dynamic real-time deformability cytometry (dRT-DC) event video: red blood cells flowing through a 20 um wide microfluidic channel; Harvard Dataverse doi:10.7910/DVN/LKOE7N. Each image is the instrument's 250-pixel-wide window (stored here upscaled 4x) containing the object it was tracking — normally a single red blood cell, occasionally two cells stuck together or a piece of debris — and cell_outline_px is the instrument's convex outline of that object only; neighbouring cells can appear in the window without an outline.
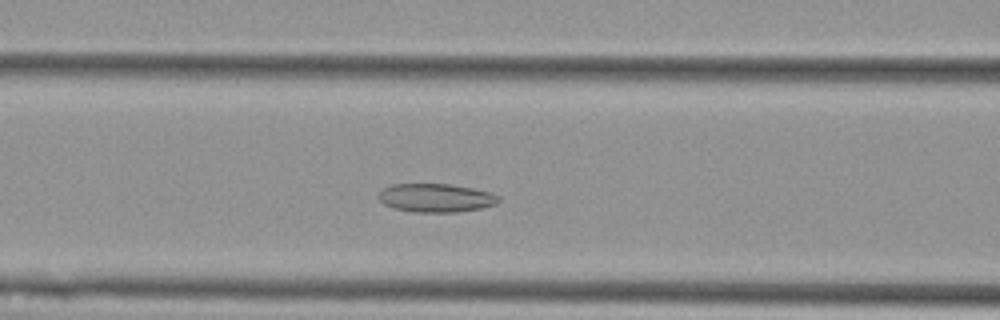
{"species": "Egyptian fruit bat (a non-hibernating species)", "species_latin": "Rousettus aegyptiacus", "temperature_condition": "cold", "stored_images_in_passage": 50, "camera_frame_rate_fps": 3000, "um_per_image_px": 0.085, "animal": {"sex": "female"}, "frame": {"image": 1, "passage_image": 17, "time_ms": 5.333, "image_size_px": [1000, 320], "cell_outline_px": [[500, 200], [496, 204], [480, 208], [456, 212], [416, 212], [396, 208], [384, 204], [380, 200], [380, 192], [384, 188], [392, 184], [448, 184], [472, 188], [492, 192], [500, 196]], "centroid_in_image_um": [37.1, 16.81], "position_along_channel_um": 129.5, "area_um2": 19.77}}
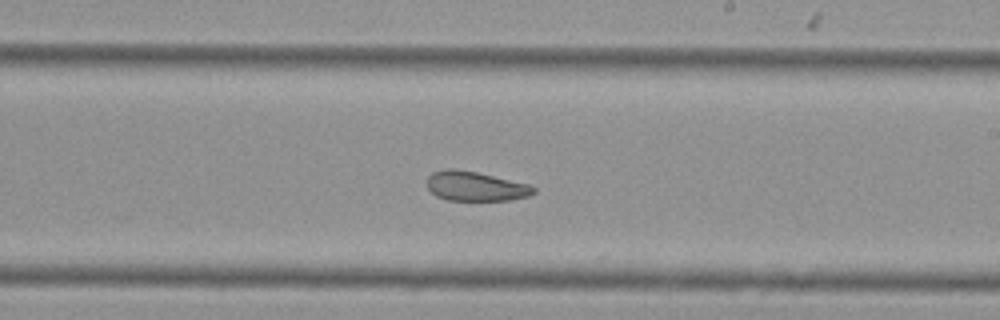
{"frame": {"image": 2, "passage_image": 27, "time_ms": 8.667, "image_size_px": [1000, 320], "cell_outline_px": [[536, 192], [528, 196], [512, 200], [448, 200], [436, 196], [428, 188], [428, 176], [432, 172], [444, 168], [456, 168], [476, 172], [528, 184], [536, 188]], "centroid_in_image_um": [40.4, 15.82], "position_along_channel_um": 248.6, "area_um2": 18.32}}
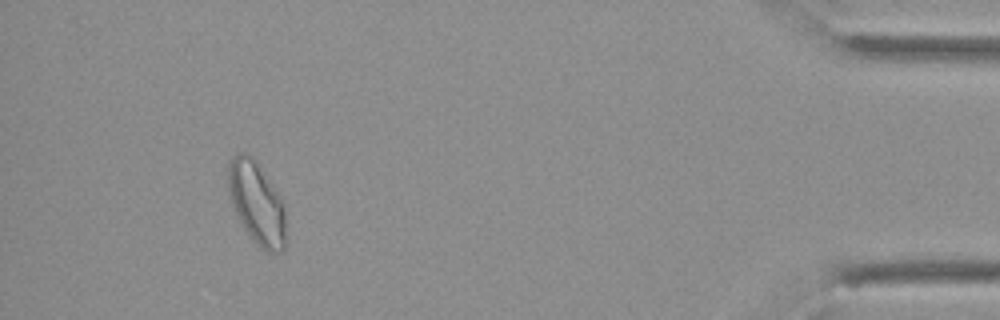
{"frame": {"image": 3, "passage_image": 46, "time_ms": 15.0, "image_size_px": [1000, 320], "cell_outline_px": [[284, 248], [280, 252], [264, 252], [260, 248], [248, 232], [240, 220], [236, 212], [228, 192], [228, 164], [240, 152], [248, 152], [252, 156], [280, 196], [284, 208]], "centroid_in_image_um": [21.81, 17.24], "position_along_channel_um": 413.4, "area_um2": 26.99}, "authors_computed_cell_mechanics": {"area_um2": 22.7732, "velocity_mm_per_s": 3.5935, "shape_relaxation_time_tau1_ms": null, "shape_relaxation_time_tau2_ms": 3.5801, "deformation_change_tau1": null, "deformation_change_tau2": 0.1071}}